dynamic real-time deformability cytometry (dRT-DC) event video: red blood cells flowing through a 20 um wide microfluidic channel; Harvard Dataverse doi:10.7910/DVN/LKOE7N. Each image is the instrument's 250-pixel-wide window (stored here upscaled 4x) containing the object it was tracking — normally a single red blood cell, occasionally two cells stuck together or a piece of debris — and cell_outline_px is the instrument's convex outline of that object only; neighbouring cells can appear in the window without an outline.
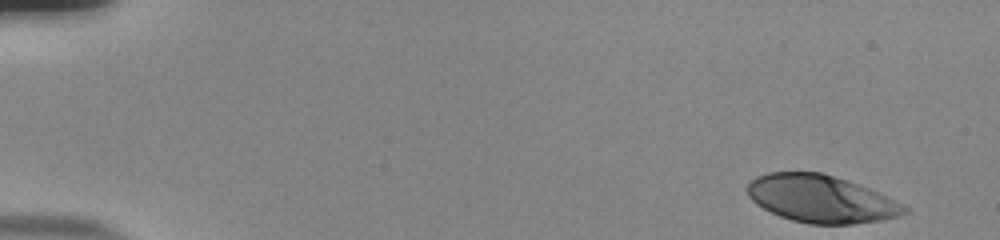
{"species": "human", "species_latin": "Homo sapiens", "temperature_condition": "room temperature", "stored_images_in_passage": 51, "camera_frame_rate_fps": 3000, "um_per_image_px": 0.085, "donor": {"sex": "male"}, "frame": {"image": 1, "passage_image": 1, "time_ms": 0.0, "image_size_px": [1000, 240], "cell_outline_px": [[912, 208], [908, 212], [896, 216], [880, 220], [852, 224], [808, 224], [792, 220], [780, 216], [756, 204], [748, 196], [748, 184], [756, 176], [768, 172], [820, 172], [868, 188], [904, 204]], "centroid_in_image_um": [69.79, 16.91], "position_along_channel_um": 15.2, "area_um2": 43.06}}
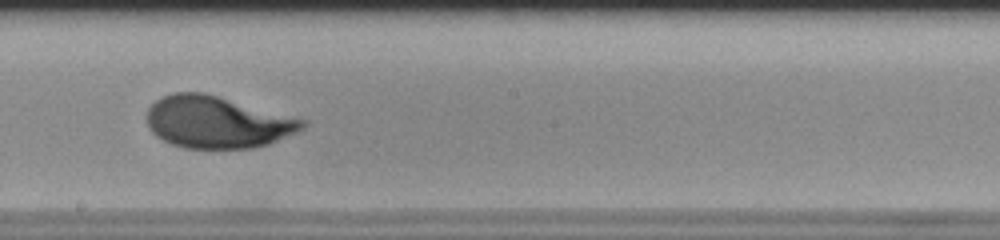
{"frame": {"image": 2, "passage_image": 29, "time_ms": 9.333, "image_size_px": [1000, 240], "cell_outline_px": [[308, 124], [304, 128], [296, 132], [268, 144], [252, 148], [184, 148], [172, 144], [156, 136], [148, 128], [148, 108], [156, 100], [164, 96], [176, 92], [204, 92], [308, 120]], "centroid_in_image_um": [18.48, 10.38], "position_along_channel_um": 229.7, "area_um2": 47.05}}
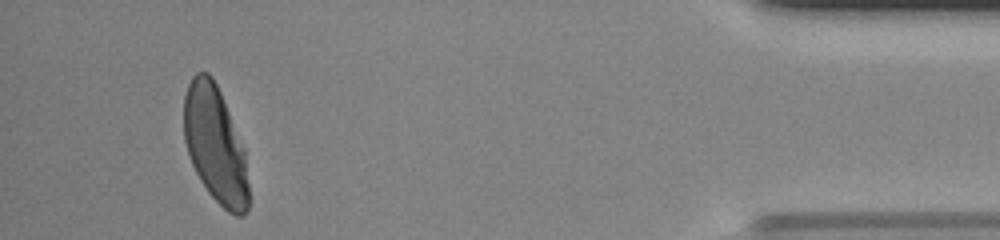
{"frame": {"image": 3, "passage_image": 48, "time_ms": 15.667, "image_size_px": [1000, 240], "cell_outline_px": [[248, 208], [244, 216], [236, 216], [228, 212], [208, 192], [200, 180], [192, 164], [184, 140], [184, 96], [188, 84], [192, 76], [196, 72], [208, 72], [212, 76], [220, 92], [244, 148], [248, 184]], "centroid_in_image_um": [18.28, 12.29], "position_along_channel_um": 416.9, "area_um2": 43.75}, "authors_computed_cell_mechanics": {"area_um2": 45.7776, "velocity_mm_per_s": 3.863, "shape_relaxation_time_tau1_ms": 4.0153, "shape_relaxation_time_tau2_ms": null, "deformation_change_tau1": 0.2081, "deformation_change_tau2": null}}